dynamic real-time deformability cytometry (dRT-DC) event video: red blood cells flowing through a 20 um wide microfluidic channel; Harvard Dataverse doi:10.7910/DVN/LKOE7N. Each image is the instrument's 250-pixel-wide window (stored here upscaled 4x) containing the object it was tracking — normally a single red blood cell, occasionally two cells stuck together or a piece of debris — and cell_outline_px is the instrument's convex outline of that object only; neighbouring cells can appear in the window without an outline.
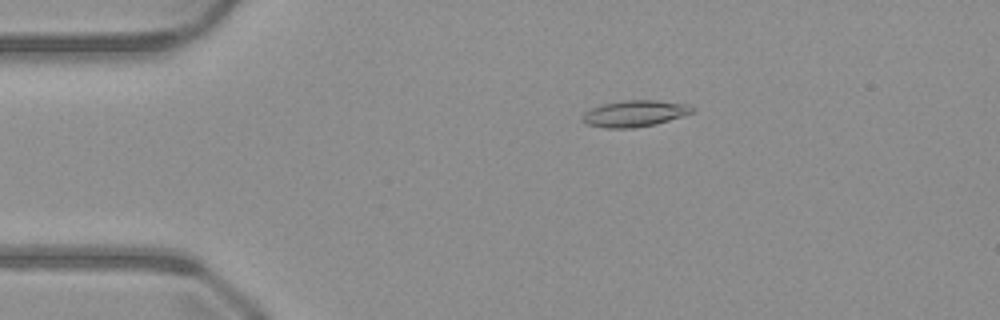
{"species": "common noctule bat (a hibernating species)", "species_latin": "Nyctalus noctula", "temperature_condition": "warm", "stored_images_in_passage": 50, "camera_frame_rate_fps": 3000, "um_per_image_px": 0.085, "animal": {"sex": "male", "body_mass_g": 23.1, "forearm_length_mm": 52.7}, "frame": {"image": 1, "passage_image": 10, "time_ms": 3.0, "image_size_px": [1000, 320], "cell_outline_px": [[692, 112], [656, 124], [632, 128], [604, 128], [588, 124], [580, 120], [580, 116], [584, 112], [600, 104], [624, 100], [656, 100], [684, 104], [692, 108]], "centroid_in_image_um": [53.83, 9.65], "position_along_channel_um": 31.2, "area_um2": 16.7}}
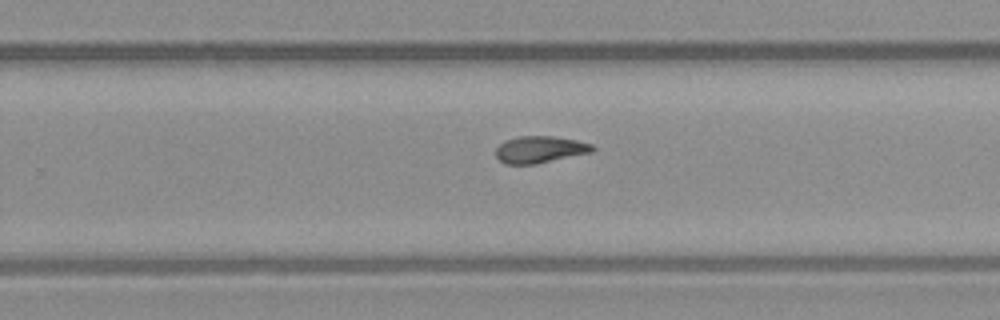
{"frame": {"image": 2, "passage_image": 32, "time_ms": 10.333, "image_size_px": [1000, 320], "cell_outline_px": [[596, 148], [592, 152], [536, 164], [504, 164], [496, 156], [496, 148], [504, 140], [520, 136], [552, 136], [576, 140], [592, 144]], "centroid_in_image_um": [45.89, 12.71], "position_along_channel_um": 283.9, "area_um2": 15.14}}
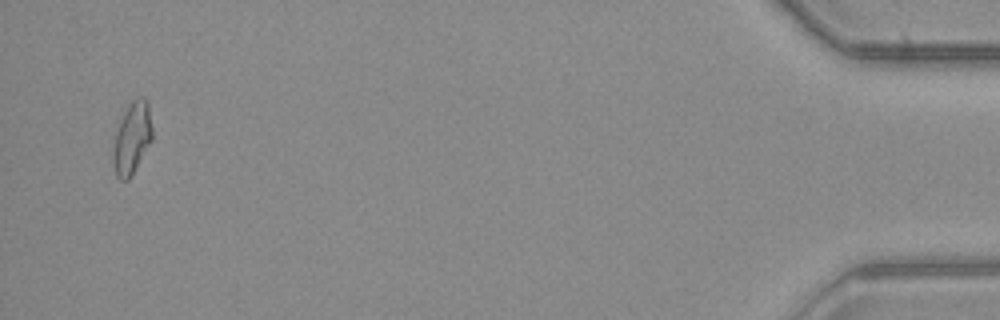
{"frame": {"image": 3, "passage_image": 49, "time_ms": 16.0, "image_size_px": [1000, 320], "cell_outline_px": [[152, 140], [132, 176], [128, 180], [120, 180], [116, 176], [112, 160], [112, 148], [116, 132], [120, 120], [128, 104], [132, 100], [140, 96], [144, 96], [148, 104], [152, 128]], "centroid_in_image_um": [11.21, 11.76], "position_along_channel_um": 424.0, "area_um2": 16.59}}